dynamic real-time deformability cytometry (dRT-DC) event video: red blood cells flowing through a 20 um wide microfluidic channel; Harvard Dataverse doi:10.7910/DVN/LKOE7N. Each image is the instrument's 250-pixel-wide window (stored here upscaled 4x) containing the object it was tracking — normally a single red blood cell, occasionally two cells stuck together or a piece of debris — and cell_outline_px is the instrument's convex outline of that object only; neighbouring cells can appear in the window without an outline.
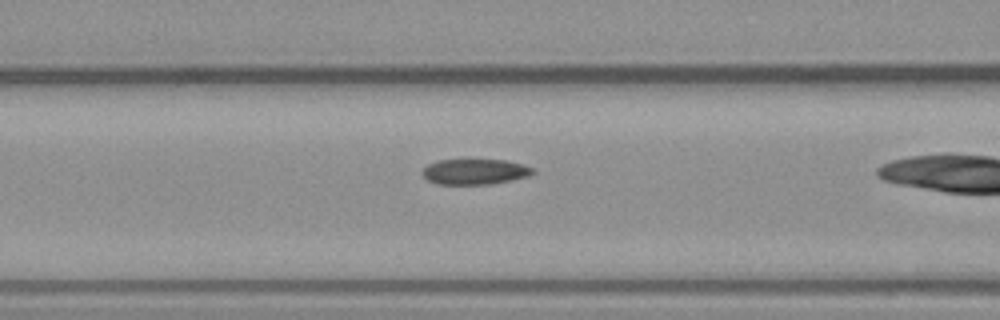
{"species": "common noctule bat (a hibernating species)", "species_latin": "Nyctalus noctula", "temperature_condition": "warm", "stored_images_in_passage": 35, "camera_frame_rate_fps": 3000, "um_per_image_px": 0.085, "animal": {"sex": "male", "body_mass_g": 23.1, "forearm_length_mm": 52.7}, "frame": {"image": 1, "passage_image": 16, "time_ms": 5.0, "image_size_px": [1000, 320], "cell_outline_px": [[536, 172], [528, 176], [492, 184], [436, 184], [428, 180], [420, 172], [428, 164], [436, 160], [508, 160], [524, 164], [536, 168]], "centroid_in_image_um": [40.39, 14.59], "position_along_channel_um": 126.2, "area_um2": 16.59}}
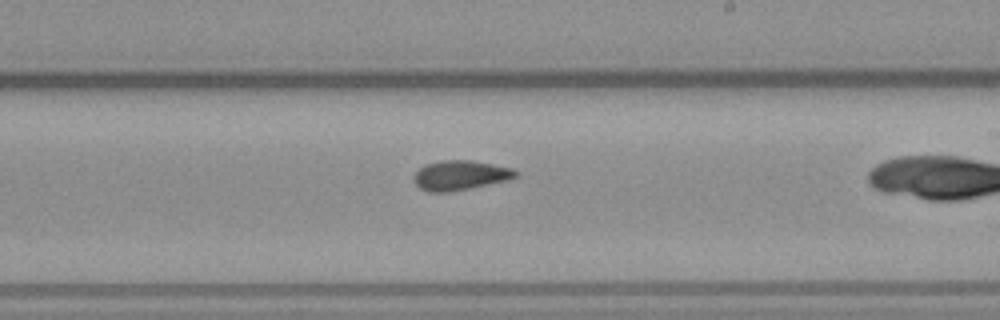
{"frame": {"image": 2, "passage_image": 25, "time_ms": 8.0, "image_size_px": [1000, 320], "cell_outline_px": [[520, 176], [508, 180], [448, 192], [428, 192], [420, 188], [416, 184], [412, 176], [420, 168], [428, 164], [440, 160], [472, 160], [512, 168], [520, 172]], "centroid_in_image_um": [39.15, 14.89], "position_along_channel_um": 249.9, "area_um2": 17.57}}
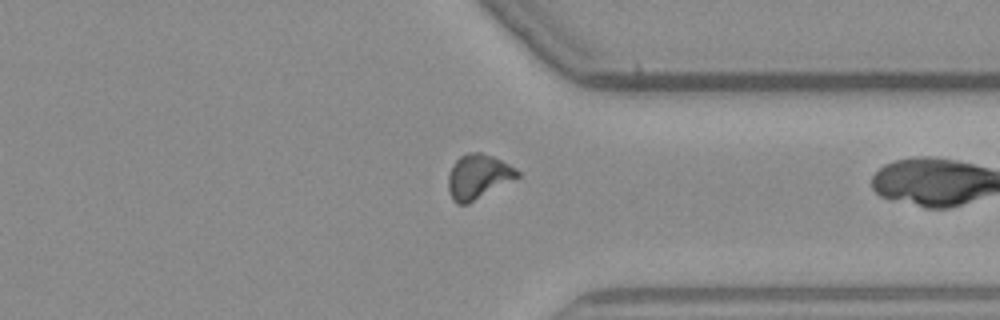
{"frame": {"image": 3, "passage_image": 34, "time_ms": 11.0, "image_size_px": [1000, 320], "cell_outline_px": [[520, 176], [468, 204], [456, 204], [452, 200], [448, 192], [448, 176], [452, 164], [460, 156], [468, 152], [480, 152], [492, 156], [516, 168], [520, 172]], "centroid_in_image_um": [40.61, 15.02], "position_along_channel_um": 370.8, "area_um2": 17.98}}